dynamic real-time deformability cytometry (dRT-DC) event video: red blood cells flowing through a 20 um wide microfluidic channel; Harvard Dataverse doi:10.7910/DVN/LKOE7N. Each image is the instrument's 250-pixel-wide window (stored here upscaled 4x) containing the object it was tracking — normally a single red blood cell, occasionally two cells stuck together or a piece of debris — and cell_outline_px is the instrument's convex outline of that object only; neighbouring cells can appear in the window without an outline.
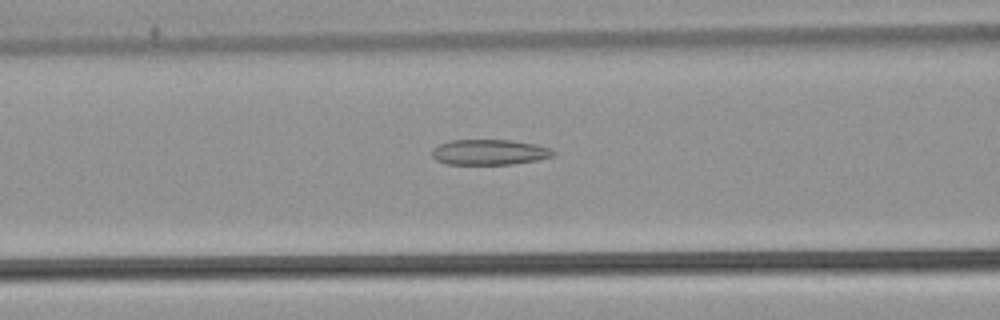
{"species": "common noctule bat (a hibernating species)", "species_latin": "Nyctalus noctula", "temperature_condition": "warm", "stored_images_in_passage": 53, "camera_frame_rate_fps": 3000, "um_per_image_px": 0.085, "animal": {"sex": "male", "body_mass_g": 21.5, "forearm_length_mm": 52.0}, "frame": {"image": 1, "passage_image": 22, "time_ms": 7.0, "image_size_px": [1000, 320], "cell_outline_px": [[556, 152], [552, 156], [536, 160], [512, 164], [448, 164], [436, 160], [432, 156], [432, 148], [440, 144], [452, 140], [512, 140], [536, 144], [548, 148]], "centroid_in_image_um": [41.58, 12.93], "position_along_channel_um": 125.0, "area_um2": 17.86}}
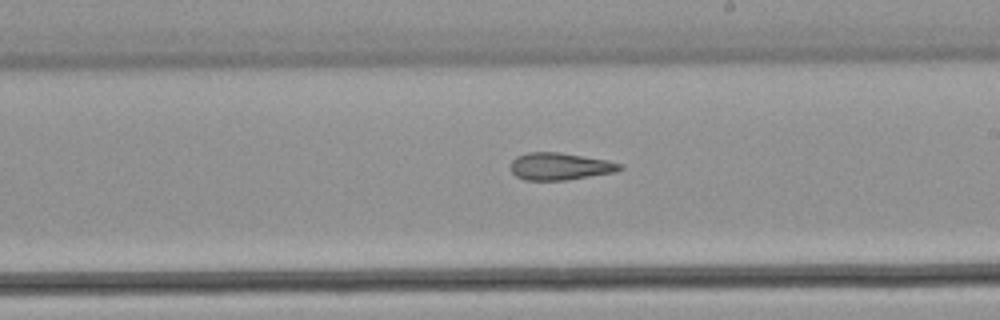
{"frame": {"image": 2, "passage_image": 31, "time_ms": 10.0, "image_size_px": [1000, 320], "cell_outline_px": [[624, 168], [616, 172], [568, 180], [524, 180], [516, 176], [512, 172], [512, 160], [516, 156], [528, 152], [560, 152], [608, 160], [624, 164]], "centroid_in_image_um": [47.64, 14.14], "position_along_channel_um": 241.4, "area_um2": 17.51}}
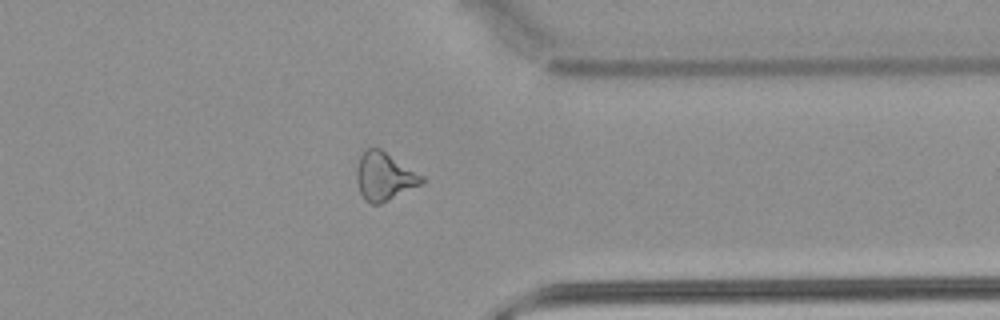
{"frame": {"image": 3, "passage_image": 42, "time_ms": 13.667, "image_size_px": [1000, 320], "cell_outline_px": [[424, 180], [420, 184], [380, 204], [372, 204], [364, 200], [360, 192], [356, 180], [356, 168], [360, 156], [364, 148], [380, 148], [424, 176]], "centroid_in_image_um": [32.62, 14.98], "position_along_channel_um": 378.8, "area_um2": 18.15}, "authors_computed_cell_mechanics": {"area_um2": 19.7676, "velocity_mm_per_s": 3.886, "shape_relaxation_time_tau1_ms": null, "shape_relaxation_time_tau2_ms": 6.1331, "deformation_change_tau1": null, "deformation_change_tau2": 0.1825}}